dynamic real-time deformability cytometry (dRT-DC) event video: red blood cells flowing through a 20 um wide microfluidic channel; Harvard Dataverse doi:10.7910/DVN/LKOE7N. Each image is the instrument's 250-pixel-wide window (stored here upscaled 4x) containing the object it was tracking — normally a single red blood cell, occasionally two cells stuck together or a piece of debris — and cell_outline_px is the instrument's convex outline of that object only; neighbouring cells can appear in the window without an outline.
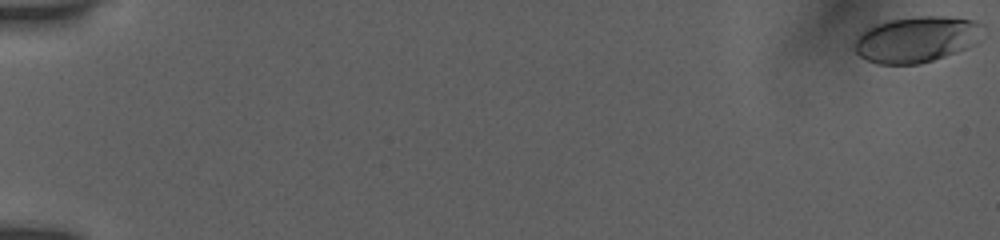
{"species": "human", "species_latin": "Homo sapiens", "temperature_condition": "room temperature", "stored_images_in_passage": 41, "camera_frame_rate_fps": 3000, "um_per_image_px": 0.085, "donor": {"sex": "female"}, "frame": {"image": 1, "passage_image": 1, "time_ms": 0.0, "image_size_px": [1000, 240], "cell_outline_px": [[984, 24], [964, 48], [956, 52], [932, 60], [916, 64], [876, 64], [860, 56], [856, 52], [856, 40], [860, 32], [864, 28], [876, 24], [892, 20], [920, 16], [944, 16], [972, 20]], "centroid_in_image_um": [77.78, 3.34], "position_along_channel_um": 7.2, "area_um2": 33.29}}
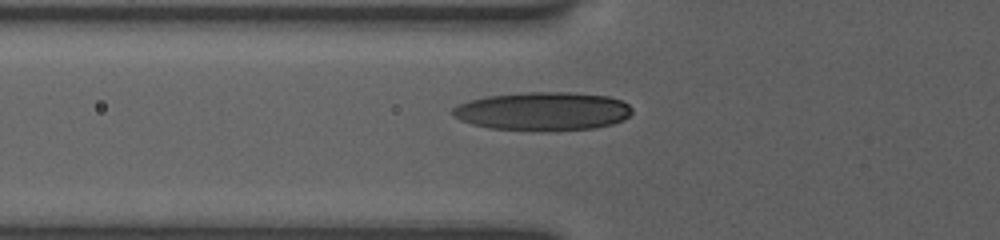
{"frame": {"image": 2, "passage_image": 17, "time_ms": 7.0, "image_size_px": [1000, 240], "cell_outline_px": [[632, 112], [624, 120], [612, 124], [596, 128], [488, 128], [472, 124], [460, 120], [452, 116], [452, 108], [468, 100], [488, 96], [524, 92], [572, 92], [608, 96], [620, 100], [628, 104], [632, 108]], "centroid_in_image_um": [46.14, 9.41], "position_along_channel_um": 79.7, "area_um2": 39.25}}
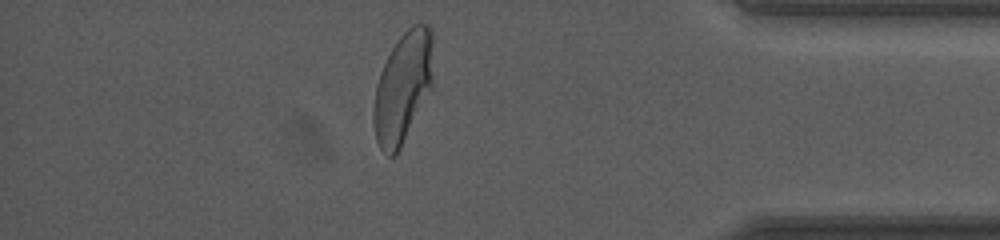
{"frame": {"image": 3, "passage_image": 36, "time_ms": 16.0, "image_size_px": [1000, 240], "cell_outline_px": [[432, 88], [400, 148], [392, 156], [388, 156], [380, 148], [376, 140], [372, 120], [372, 108], [376, 84], [380, 72], [392, 48], [400, 36], [412, 24], [428, 24], [432, 28]], "centroid_in_image_um": [34.23, 7.42], "position_along_channel_um": 401.0, "area_um2": 38.49}, "authors_computed_cell_mechanics": {"area_um2": 36.992, "velocity_mm_per_s": 3.8603, "shape_relaxation_time_tau1_ms": 3.4801, "shape_relaxation_time_tau2_ms": 0.9242, "deformation_change_tau1": 0.1753, "deformation_change_tau2": 0.0567}}